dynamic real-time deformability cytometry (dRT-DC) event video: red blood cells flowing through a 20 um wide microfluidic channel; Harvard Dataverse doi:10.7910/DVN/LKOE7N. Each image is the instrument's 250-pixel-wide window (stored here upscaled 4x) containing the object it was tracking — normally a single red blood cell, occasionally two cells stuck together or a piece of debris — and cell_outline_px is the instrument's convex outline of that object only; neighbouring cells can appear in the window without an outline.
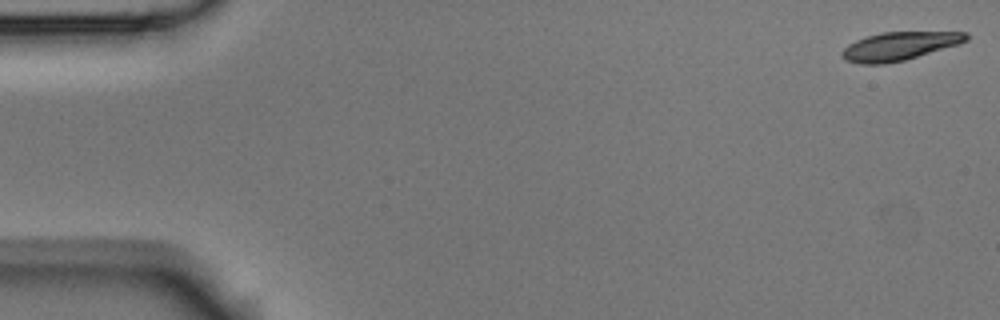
{"species": "Egyptian fruit bat (a non-hibernating species)", "species_latin": "Rousettus aegyptiacus", "temperature_condition": "room temperature", "stored_images_in_passage": 53, "camera_frame_rate_fps": 3000, "um_per_image_px": 0.085, "animal": {"sex": "male"}, "frame": {"image": 1, "passage_image": 1, "time_ms": 0.0, "image_size_px": [1000, 320], "cell_outline_px": [[968, 40], [960, 44], [904, 60], [884, 64], [860, 64], [844, 60], [840, 56], [840, 52], [848, 44], [856, 40], [880, 32], [968, 32]], "centroid_in_image_um": [76.41, 3.92], "position_along_channel_um": 8.6, "area_um2": 20.58}}
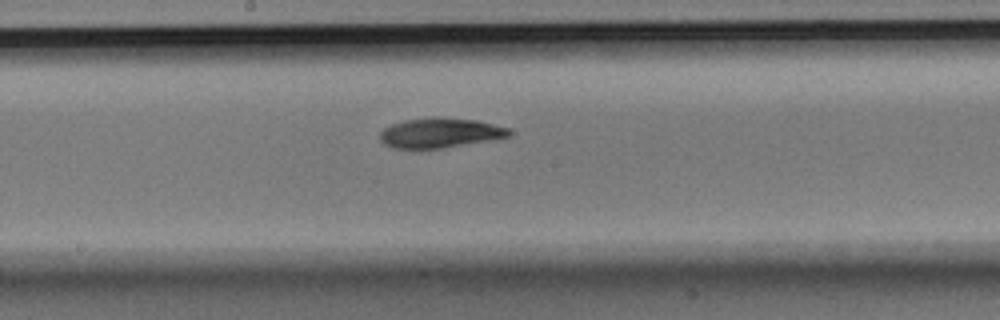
{"frame": {"image": 2, "passage_image": 28, "time_ms": 9.0, "image_size_px": [1000, 320], "cell_outline_px": [[512, 132], [508, 136], [496, 140], [444, 148], [392, 148], [384, 144], [380, 140], [380, 132], [384, 128], [392, 124], [404, 120], [476, 120], [508, 128]], "centroid_in_image_um": [37.42, 11.35], "position_along_channel_um": 210.8, "area_um2": 21.62}}
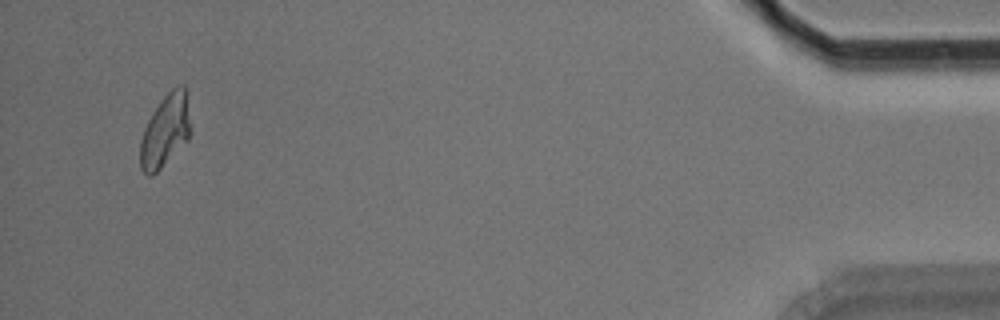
{"frame": {"image": 3, "passage_image": 51, "time_ms": 16.667, "image_size_px": [1000, 320], "cell_outline_px": [[192, 132], [188, 140], [152, 176], [148, 176], [140, 168], [140, 140], [144, 128], [152, 112], [160, 100], [176, 84], [184, 84], [188, 88]], "centroid_in_image_um": [14.1, 11.03], "position_along_channel_um": 421.1, "area_um2": 21.96}, "authors_computed_cell_mechanics": {"area_um2": 21.7906, "velocity_mm_per_s": 3.7645, "shape_relaxation_time_tau1_ms": 5.7046, "shape_relaxation_time_tau2_ms": 8.4874, "deformation_change_tau1": 0.1675, "deformation_change_tau2": 0.1256}}